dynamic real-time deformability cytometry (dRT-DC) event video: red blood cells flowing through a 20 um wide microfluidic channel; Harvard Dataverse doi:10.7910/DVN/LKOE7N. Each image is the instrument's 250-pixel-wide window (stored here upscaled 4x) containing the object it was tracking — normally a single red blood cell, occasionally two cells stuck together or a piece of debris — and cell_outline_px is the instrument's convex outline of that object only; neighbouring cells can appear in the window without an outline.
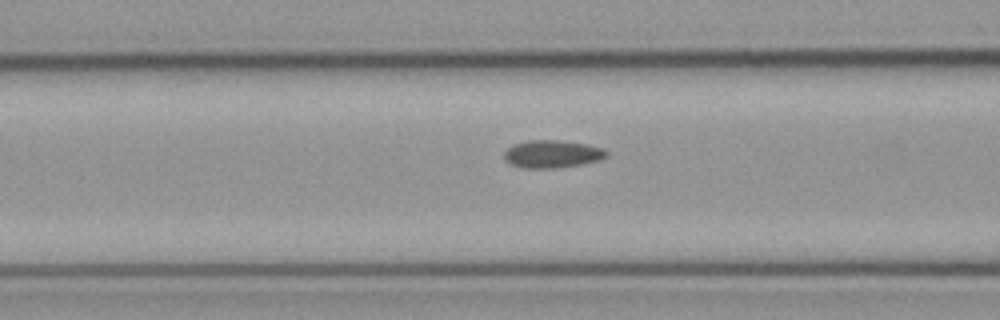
{"species": "common noctule bat (a hibernating species)", "species_latin": "Nyctalus noctula", "temperature_condition": "cold", "stored_images_in_passage": 13, "camera_frame_rate_fps": 3000, "um_per_image_px": 0.085, "animal": {"sex": "male", "body_mass_g": 23.1, "forearm_length_mm": 52.7}, "frame": {"image": 1, "passage_image": 11, "time_ms": 3.333, "image_size_px": [1000, 320], "cell_outline_px": [[608, 156], [600, 160], [580, 164], [556, 168], [524, 168], [512, 164], [504, 160], [504, 152], [512, 144], [528, 140], [556, 140], [588, 144], [604, 148], [608, 152]], "centroid_in_image_um": [46.95, 13.08], "position_along_channel_um": 119.7, "area_um2": 16.59}}